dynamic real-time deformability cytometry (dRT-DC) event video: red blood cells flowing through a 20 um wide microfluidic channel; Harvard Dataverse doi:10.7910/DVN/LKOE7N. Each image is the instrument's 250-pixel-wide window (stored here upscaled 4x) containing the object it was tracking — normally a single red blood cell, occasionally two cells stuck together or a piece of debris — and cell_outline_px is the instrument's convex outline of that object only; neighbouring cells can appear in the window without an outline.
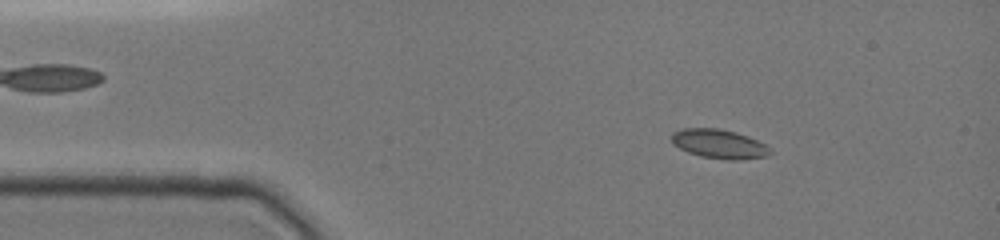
{"species": "common noctule bat (a hibernating species)", "species_latin": "Nyctalus noctula", "temperature_condition": "cold", "stored_images_in_passage": 32, "camera_frame_rate_fps": 3000, "um_per_image_px": 0.085, "animal": {"sex": "female", "body_mass_g": 19.0, "forearm_length_mm": 51.5}, "frame": {"image": 1, "passage_image": 8, "time_ms": 1.667, "image_size_px": [1000, 240], "cell_outline_px": [[772, 152], [764, 156], [736, 160], [724, 160], [700, 156], [688, 152], [672, 144], [672, 132], [684, 128], [720, 128], [736, 132], [748, 136], [764, 144]], "centroid_in_image_um": [61.08, 12.23], "position_along_channel_um": 23.9, "area_um2": 16.65}}
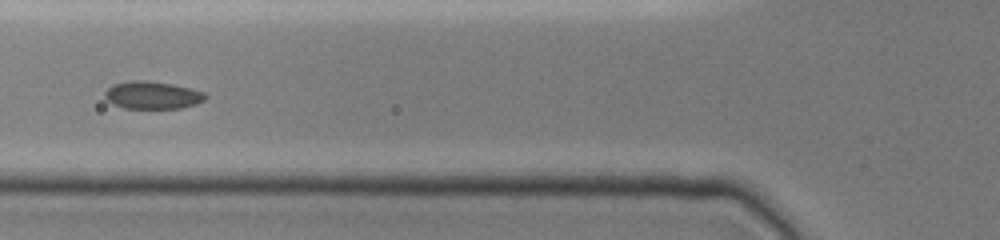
{"frame": {"image": 2, "passage_image": 22, "time_ms": 5.333, "image_size_px": [1000, 240], "cell_outline_px": [[208, 96], [204, 100], [196, 104], [180, 108], [124, 108], [112, 104], [104, 96], [104, 92], [112, 84], [128, 80], [148, 80], [172, 84], [204, 92]], "centroid_in_image_um": [12.92, 8.08], "position_along_channel_um": 112.9, "area_um2": 16.24}}
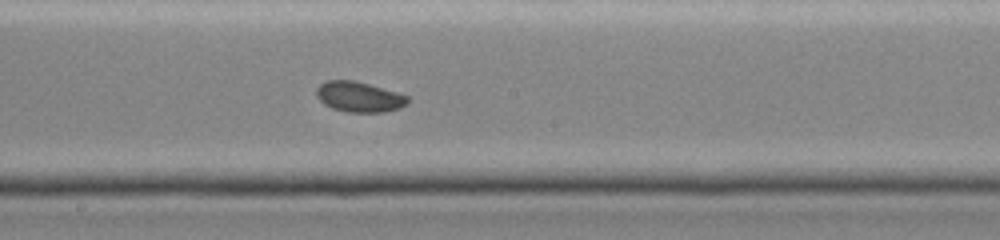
{"frame": {"image": 3, "passage_image": 32, "time_ms": 8.0, "image_size_px": [1000, 240], "cell_outline_px": [[408, 104], [400, 108], [384, 112], [348, 112], [332, 108], [324, 104], [316, 96], [316, 88], [320, 84], [328, 80], [352, 80], [368, 84], [396, 92], [408, 96]], "centroid_in_image_um": [30.52, 8.24], "position_along_channel_um": 217.7, "area_um2": 16.07}}